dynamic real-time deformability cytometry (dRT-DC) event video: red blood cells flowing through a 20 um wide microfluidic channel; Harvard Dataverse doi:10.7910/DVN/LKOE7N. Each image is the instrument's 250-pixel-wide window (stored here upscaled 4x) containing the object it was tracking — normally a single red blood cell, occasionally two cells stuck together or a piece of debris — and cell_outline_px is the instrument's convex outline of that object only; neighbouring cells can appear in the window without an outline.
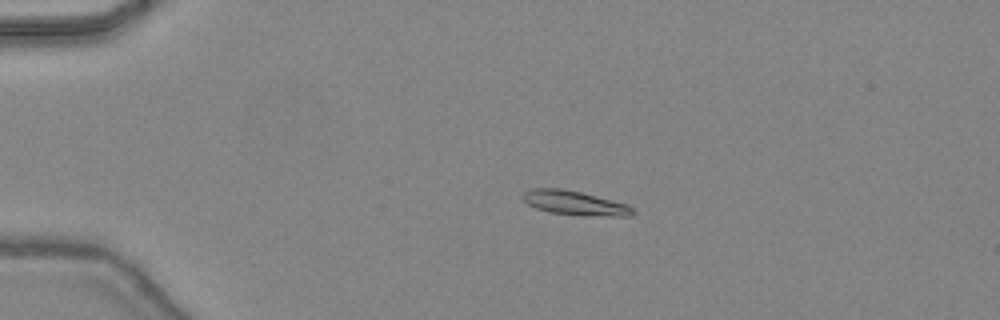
{"species": "common noctule bat (a hibernating species)", "species_latin": "Nyctalus noctula", "temperature_condition": "warm", "stored_images_in_passage": 19, "camera_frame_rate_fps": 3000, "um_per_image_px": 0.085, "animal": {"sex": "female", "body_mass_g": 24.6, "forearm_length_mm": 56.2}, "frame": {"image": 1, "passage_image": 12, "time_ms": 3.667, "image_size_px": [1000, 320], "cell_outline_px": [[636, 212], [632, 216], [584, 216], [548, 212], [536, 208], [528, 204], [520, 196], [524, 192], [532, 188], [560, 188], [580, 192], [628, 204]], "centroid_in_image_um": [48.86, 17.26], "position_along_channel_um": 36.1, "area_um2": 15.66}}
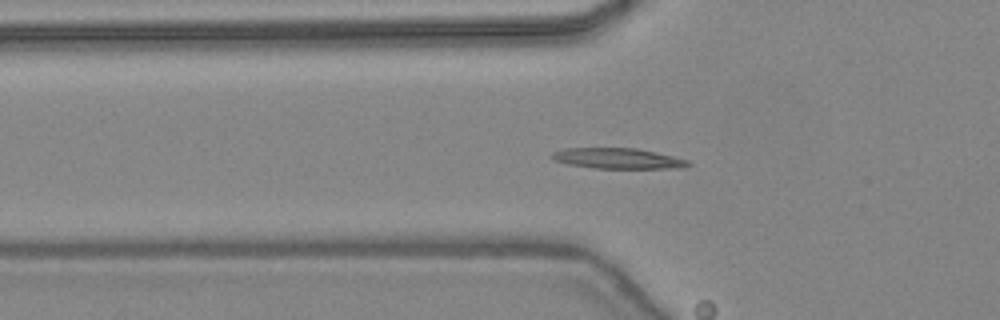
{"frame": {"image": 2, "passage_image": 18, "time_ms": 5.667, "image_size_px": [1000, 320], "cell_outline_px": [[692, 164], [684, 168], [592, 168], [568, 164], [552, 160], [552, 152], [564, 148], [636, 148], [656, 152], [688, 160]], "centroid_in_image_um": [52.51, 13.47], "position_along_channel_um": 73.3, "area_um2": 16.36}}